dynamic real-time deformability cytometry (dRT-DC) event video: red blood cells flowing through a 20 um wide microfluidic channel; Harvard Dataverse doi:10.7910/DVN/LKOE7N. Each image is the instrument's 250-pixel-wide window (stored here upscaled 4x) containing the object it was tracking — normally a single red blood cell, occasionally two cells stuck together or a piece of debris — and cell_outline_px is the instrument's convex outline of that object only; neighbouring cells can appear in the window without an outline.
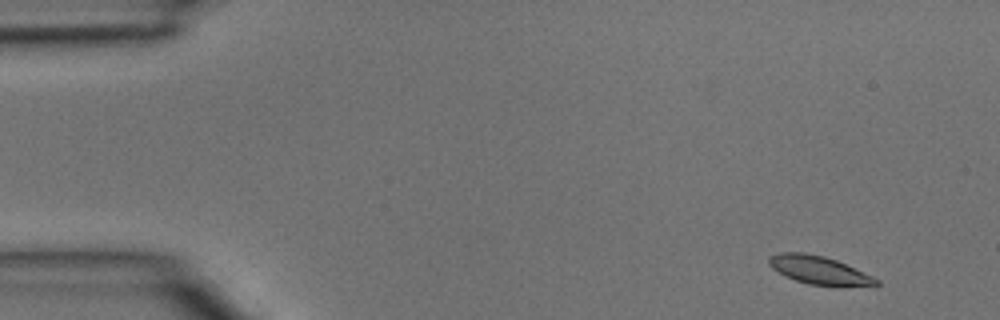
{"species": "common noctule bat (a hibernating species)", "species_latin": "Nyctalus noctula", "temperature_condition": "room temperature", "stored_images_in_passage": 5, "camera_frame_rate_fps": 3000, "um_per_image_px": 0.085, "animal": {"sex": "male", "body_mass_g": 15.6}, "frame": {"image": 1, "passage_image": 1, "time_ms": 0.0, "image_size_px": [1000, 320], "cell_outline_px": [[880, 284], [876, 288], [836, 288], [808, 284], [796, 280], [772, 268], [768, 264], [768, 256], [780, 252], [804, 252], [824, 256], [836, 260], [872, 276], [880, 280]], "centroid_in_image_um": [69.76, 23.02], "position_along_channel_um": 15.2, "area_um2": 18.44}}
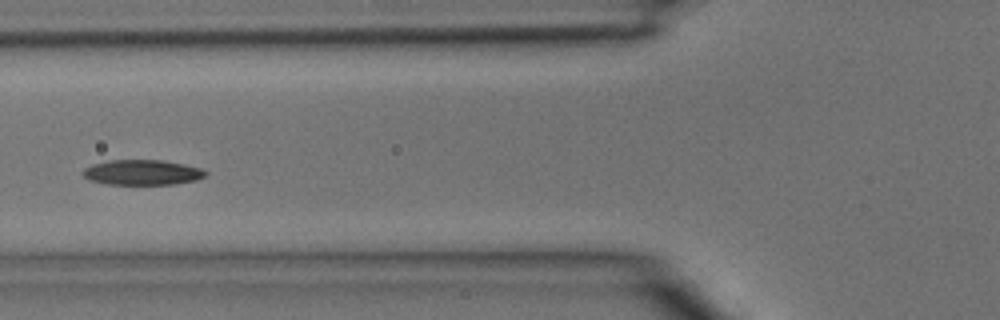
{"frame": {"image": 2, "passage_image": 5, "time_ms": 1.333, "image_size_px": [1000, 320], "cell_outline_px": [[208, 172], [204, 176], [196, 180], [172, 184], [108, 184], [88, 180], [80, 172], [84, 168], [92, 164], [108, 160], [160, 160], [184, 164], [200, 168]], "centroid_in_image_um": [12.04, 14.65], "position_along_channel_um": 113.8, "area_um2": 17.98}}